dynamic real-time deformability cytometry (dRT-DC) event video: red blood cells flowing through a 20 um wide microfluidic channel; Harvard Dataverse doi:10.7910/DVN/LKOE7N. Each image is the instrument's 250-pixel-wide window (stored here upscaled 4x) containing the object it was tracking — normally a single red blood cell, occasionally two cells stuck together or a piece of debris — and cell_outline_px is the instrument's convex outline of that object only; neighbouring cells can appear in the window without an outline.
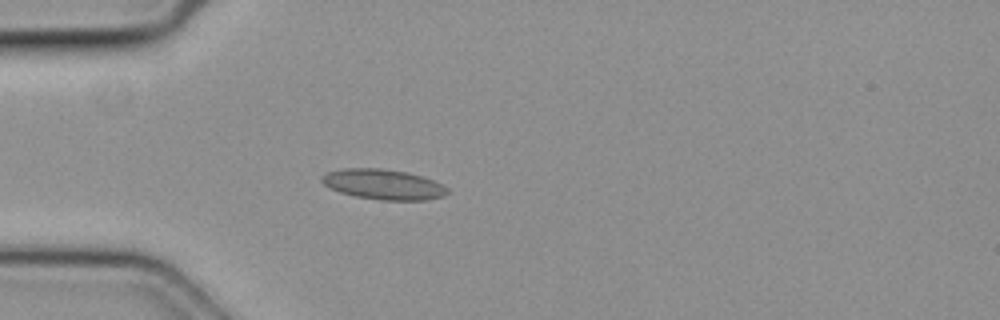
{"species": "common noctule bat (a hibernating species)", "species_latin": "Nyctalus noctula", "temperature_condition": "cold", "stored_images_in_passage": 38, "camera_frame_rate_fps": 3000, "um_per_image_px": 0.085, "animal": {"sex": "female", "body_mass_g": 19.3, "forearm_length_mm": 54.1}, "frame": {"image": 1, "passage_image": 1, "time_ms": 0.0, "image_size_px": [1000, 320], "cell_outline_px": [[448, 192], [444, 196], [428, 200], [380, 200], [356, 196], [340, 192], [328, 188], [320, 180], [320, 176], [328, 172], [344, 168], [380, 168], [408, 172], [432, 180], [448, 188]], "centroid_in_image_um": [32.55, 15.67], "position_along_channel_um": 52.4, "area_um2": 22.14}}
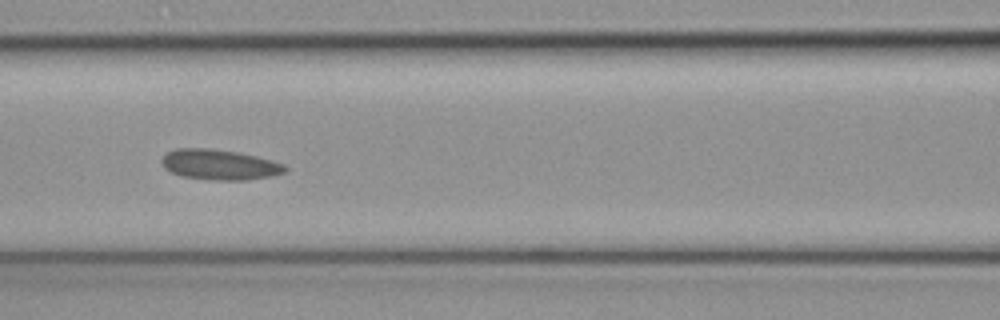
{"frame": {"image": 2, "passage_image": 9, "time_ms": 2.667, "image_size_px": [1000, 320], "cell_outline_px": [[288, 172], [272, 176], [248, 180], [216, 180], [180, 176], [168, 172], [164, 168], [160, 160], [168, 152], [176, 148], [208, 148], [240, 152], [272, 160], [284, 164], [288, 168]], "centroid_in_image_um": [18.67, 14.0], "position_along_channel_um": 147.9, "area_um2": 22.14}}
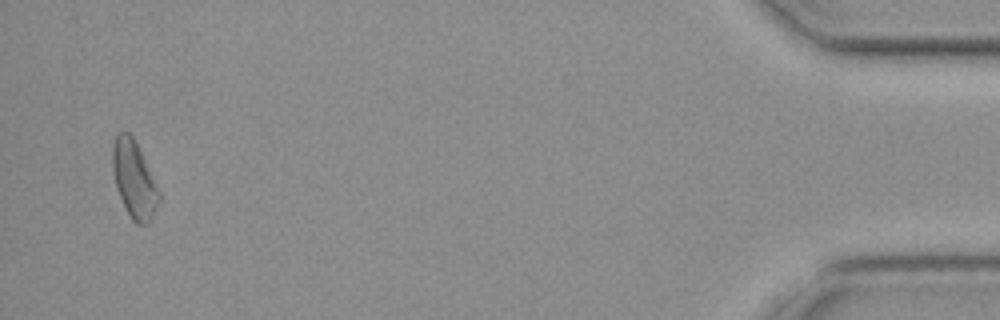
{"frame": {"image": 3, "passage_image": 36, "time_ms": 11.667, "image_size_px": [1000, 320], "cell_outline_px": [[160, 200], [148, 224], [136, 224], [132, 220], [116, 188], [112, 172], [112, 144], [116, 132], [128, 132], [132, 136], [160, 192]], "centroid_in_image_um": [11.37, 15.24], "position_along_channel_um": 423.8, "area_um2": 20.52}}